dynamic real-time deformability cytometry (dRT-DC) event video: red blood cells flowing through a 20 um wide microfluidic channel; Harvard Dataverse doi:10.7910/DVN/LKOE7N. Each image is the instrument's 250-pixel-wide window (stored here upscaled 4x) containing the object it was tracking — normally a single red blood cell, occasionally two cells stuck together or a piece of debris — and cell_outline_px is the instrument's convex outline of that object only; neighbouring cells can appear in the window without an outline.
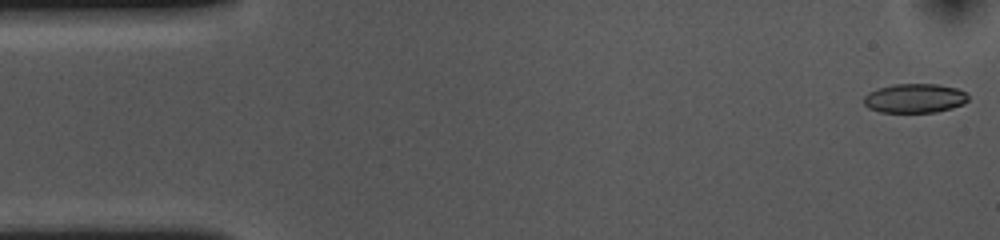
{"species": "common noctule bat (a hibernating species)", "species_latin": "Nyctalus noctula", "temperature_condition": "cold", "stored_images_in_passage": 51, "camera_frame_rate_fps": 3000, "um_per_image_px": 0.085, "animal": {"sex": "female", "body_mass_g": 10.0, "forearm_length_mm": 53.1}, "frame": {"image": 1, "passage_image": 1, "time_ms": 0.0, "image_size_px": [1000, 240], "cell_outline_px": [[968, 100], [964, 104], [952, 108], [936, 112], [880, 112], [868, 108], [864, 104], [864, 96], [868, 92], [876, 88], [892, 84], [936, 84], [956, 88], [964, 92], [968, 96]], "centroid_in_image_um": [77.72, 8.35], "position_along_channel_um": 7.3, "area_um2": 17.86}}
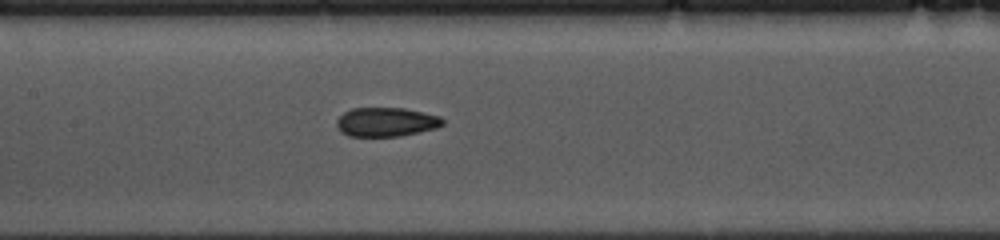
{"frame": {"image": 2, "passage_image": 24, "time_ms": 7.667, "image_size_px": [1000, 240], "cell_outline_px": [[444, 124], [436, 128], [420, 132], [400, 136], [348, 136], [340, 132], [336, 128], [336, 120], [344, 112], [352, 108], [404, 108], [440, 116], [444, 120]], "centroid_in_image_um": [32.8, 10.37], "position_along_channel_um": 174.6, "area_um2": 18.09}}
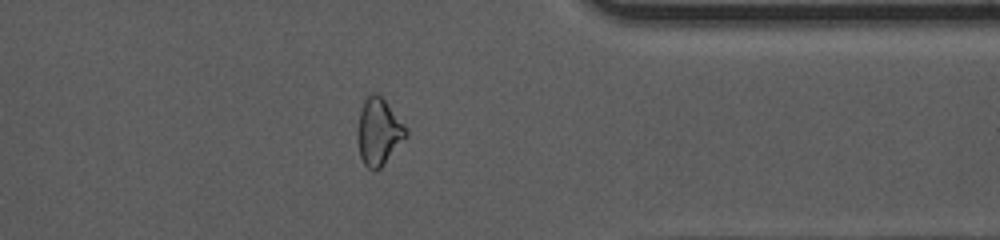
{"frame": {"image": 3, "passage_image": 42, "time_ms": 13.667, "image_size_px": [1000, 240], "cell_outline_px": [[408, 136], [384, 164], [376, 172], [372, 172], [364, 164], [360, 156], [356, 136], [356, 128], [360, 112], [364, 100], [372, 92], [376, 92], [384, 100], [404, 124], [408, 132]], "centroid_in_image_um": [32.17, 11.24], "position_along_channel_um": 379.2, "area_um2": 19.07}}